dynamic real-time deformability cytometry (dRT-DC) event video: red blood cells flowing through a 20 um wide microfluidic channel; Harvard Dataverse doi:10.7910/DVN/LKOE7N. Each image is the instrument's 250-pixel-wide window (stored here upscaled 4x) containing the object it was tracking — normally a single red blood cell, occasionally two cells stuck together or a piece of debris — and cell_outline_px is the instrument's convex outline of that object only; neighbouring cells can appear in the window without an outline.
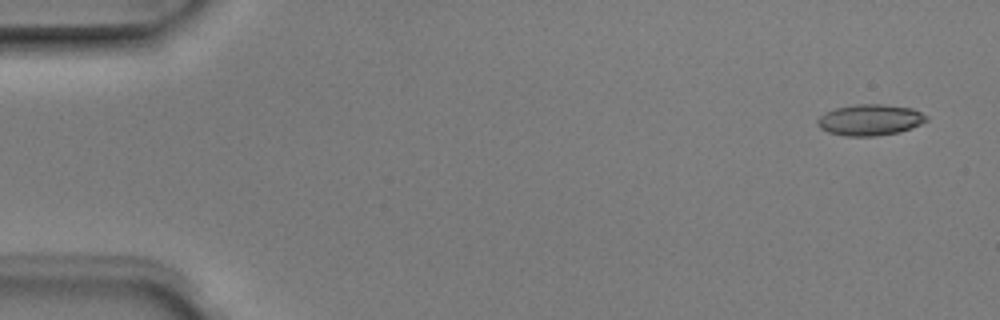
{"species": "Egyptian fruit bat (a non-hibernating species)", "species_latin": "Rousettus aegyptiacus", "temperature_condition": "room temperature", "stored_images_in_passage": 5, "camera_frame_rate_fps": 3000, "um_per_image_px": 0.085, "animal": {"sex": "male"}, "frame": {"image": 1, "passage_image": 1, "time_ms": 0.0, "image_size_px": [1000, 320], "cell_outline_px": [[928, 120], [912, 128], [900, 132], [876, 136], [844, 136], [828, 132], [820, 128], [816, 124], [816, 120], [824, 112], [836, 108], [856, 104], [880, 104], [912, 108], [928, 116]], "centroid_in_image_um": [73.93, 10.2], "position_along_channel_um": 11.1, "area_um2": 19.88}}
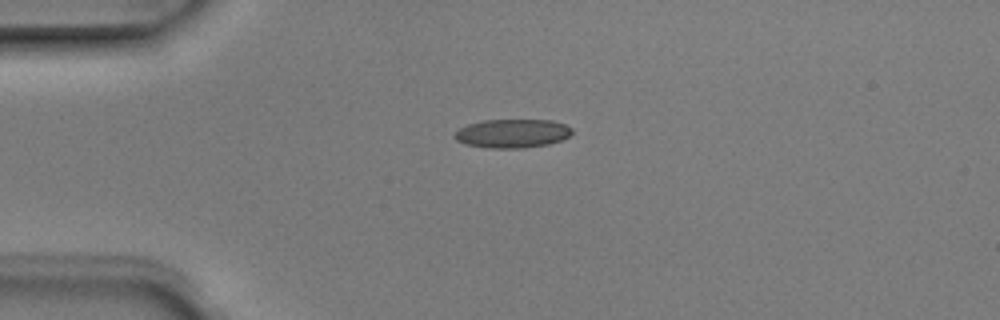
{"frame": {"image": 2, "passage_image": 4, "time_ms": 1.0, "image_size_px": [1000, 320], "cell_outline_px": [[572, 132], [568, 136], [560, 140], [548, 144], [524, 148], [488, 148], [464, 144], [456, 140], [452, 136], [460, 128], [468, 124], [484, 120], [552, 120], [564, 124], [572, 128]], "centroid_in_image_um": [43.52, 11.34], "position_along_channel_um": 41.5, "area_um2": 19.65}}